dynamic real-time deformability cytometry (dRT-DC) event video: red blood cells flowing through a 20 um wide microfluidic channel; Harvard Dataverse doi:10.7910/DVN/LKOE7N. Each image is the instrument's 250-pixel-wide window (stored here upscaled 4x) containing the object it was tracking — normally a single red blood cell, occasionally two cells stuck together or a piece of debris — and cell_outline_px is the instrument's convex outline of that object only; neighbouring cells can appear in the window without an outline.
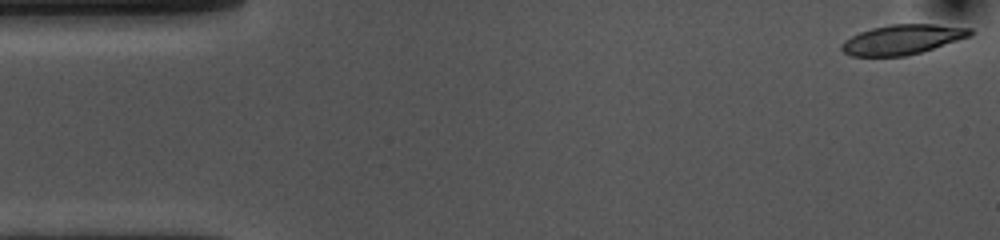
{"species": "common noctule bat (a hibernating species)", "species_latin": "Nyctalus noctula", "temperature_condition": "cold", "stored_images_in_passage": 54, "camera_frame_rate_fps": 3000, "um_per_image_px": 0.085, "animal": {"sex": "female", "body_mass_g": 10.0, "forearm_length_mm": 53.1}, "frame": {"image": 1, "passage_image": 1, "time_ms": 0.0, "image_size_px": [1000, 240], "cell_outline_px": [[972, 36], [920, 52], [904, 56], [852, 56], [844, 52], [840, 48], [840, 44], [844, 40], [860, 32], [872, 28], [892, 24], [936, 24], [972, 28]], "centroid_in_image_um": [76.7, 3.35], "position_along_channel_um": 8.3, "area_um2": 22.25}}
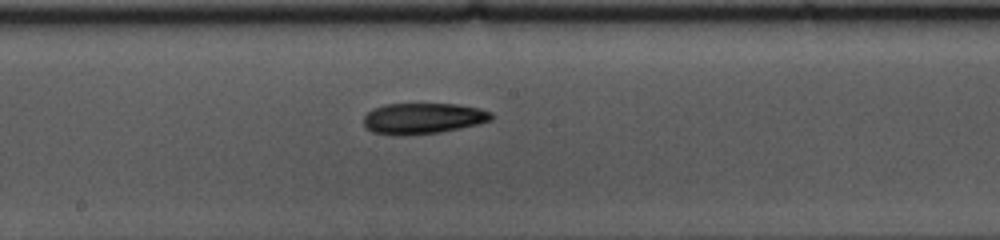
{"frame": {"image": 2, "passage_image": 27, "time_ms": 8.667, "image_size_px": [1000, 240], "cell_outline_px": [[492, 120], [480, 124], [440, 132], [408, 136], [400, 136], [372, 132], [364, 124], [364, 116], [372, 108], [384, 104], [456, 104], [480, 108], [492, 112]], "centroid_in_image_um": [35.96, 10.07], "position_along_channel_um": 212.2, "area_um2": 23.24}}
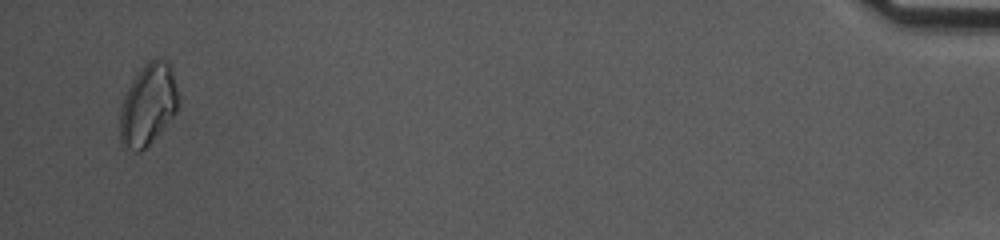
{"frame": {"image": 3, "passage_image": 52, "time_ms": 17.0, "image_size_px": [1000, 240], "cell_outline_px": [[180, 104], [176, 112], [148, 144], [140, 152], [136, 152], [124, 148], [120, 144], [120, 108], [124, 96], [132, 80], [144, 64], [148, 60], [156, 56], [164, 60], [172, 68], [180, 96]], "centroid_in_image_um": [12.59, 8.87], "position_along_channel_um": 422.6, "area_um2": 27.98}, "authors_computed_cell_mechanics": {"area_um2": 23.1778, "velocity_mm_per_s": 3.6034, "shape_relaxation_time_tau1_ms": 4.7267, "shape_relaxation_time_tau2_ms": null, "deformation_change_tau1": 0.1184, "deformation_change_tau2": null}}